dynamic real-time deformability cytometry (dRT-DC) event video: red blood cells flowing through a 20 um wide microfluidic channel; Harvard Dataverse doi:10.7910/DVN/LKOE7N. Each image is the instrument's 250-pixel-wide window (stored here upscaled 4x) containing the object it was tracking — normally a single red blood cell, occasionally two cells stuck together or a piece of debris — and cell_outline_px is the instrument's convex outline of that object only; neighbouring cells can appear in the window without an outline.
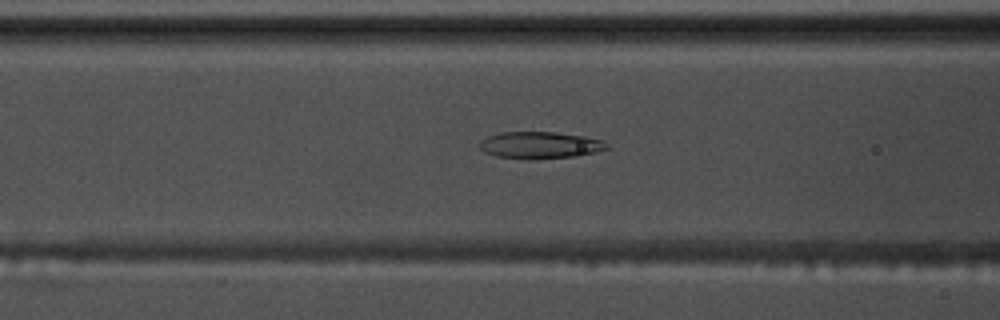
{"species": "common noctule bat (a hibernating species)", "species_latin": "Nyctalus noctula", "temperature_condition": "warm", "stored_images_in_passage": 40, "camera_frame_rate_fps": 3000, "um_per_image_px": 0.085, "animal": {"sex": "male", "body_mass_g": 17.5, "forearm_length_mm": 52.3}, "frame": {"image": 1, "passage_image": 12, "time_ms": 3.667, "image_size_px": [1000, 320], "cell_outline_px": [[612, 148], [596, 152], [576, 156], [532, 160], [528, 160], [496, 156], [484, 152], [480, 148], [480, 140], [488, 136], [500, 132], [556, 132], [584, 136], [604, 140]], "centroid_in_image_um": [45.94, 12.34], "position_along_channel_um": 120.7, "area_um2": 20.29}}
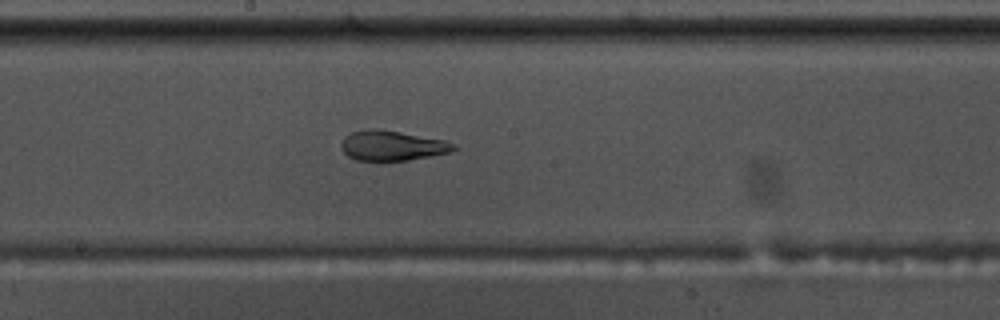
{"frame": {"image": 2, "passage_image": 20, "time_ms": 6.333, "image_size_px": [1000, 320], "cell_outline_px": [[456, 148], [452, 152], [432, 156], [408, 160], [356, 160], [348, 156], [340, 148], [340, 144], [344, 136], [352, 132], [372, 128], [376, 128], [400, 132], [444, 140], [456, 144]], "centroid_in_image_um": [33.32, 12.38], "position_along_channel_um": 214.9, "area_um2": 19.65}}
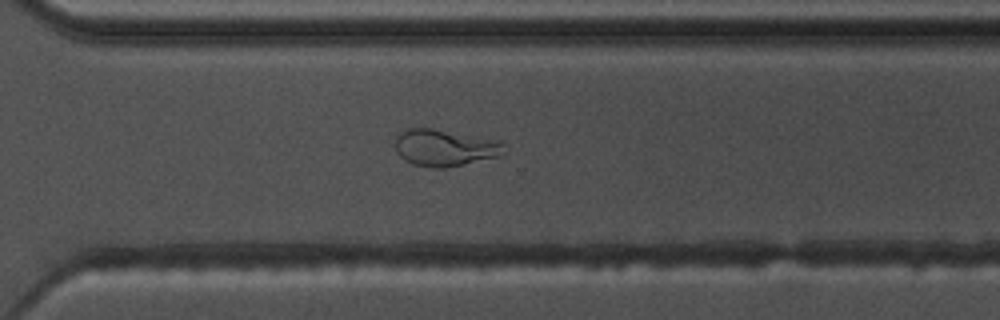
{"frame": {"image": 3, "passage_image": 30, "time_ms": 9.667, "image_size_px": [1000, 320], "cell_outline_px": [[508, 152], [496, 156], [464, 164], [444, 168], [432, 168], [412, 164], [404, 160], [396, 152], [396, 136], [400, 132], [408, 128], [432, 128], [500, 140]], "centroid_in_image_um": [37.8, 12.55], "position_along_channel_um": 332.8, "area_um2": 23.41}, "authors_computed_cell_mechanics": {"area_um2": 20.4901, "velocity_mm_per_s": 3.546, "shape_relaxation_time_tau1_ms": null, "shape_relaxation_time_tau2_ms": 1.5471, "deformation_change_tau1": null, "deformation_change_tau2": 0.0765}}